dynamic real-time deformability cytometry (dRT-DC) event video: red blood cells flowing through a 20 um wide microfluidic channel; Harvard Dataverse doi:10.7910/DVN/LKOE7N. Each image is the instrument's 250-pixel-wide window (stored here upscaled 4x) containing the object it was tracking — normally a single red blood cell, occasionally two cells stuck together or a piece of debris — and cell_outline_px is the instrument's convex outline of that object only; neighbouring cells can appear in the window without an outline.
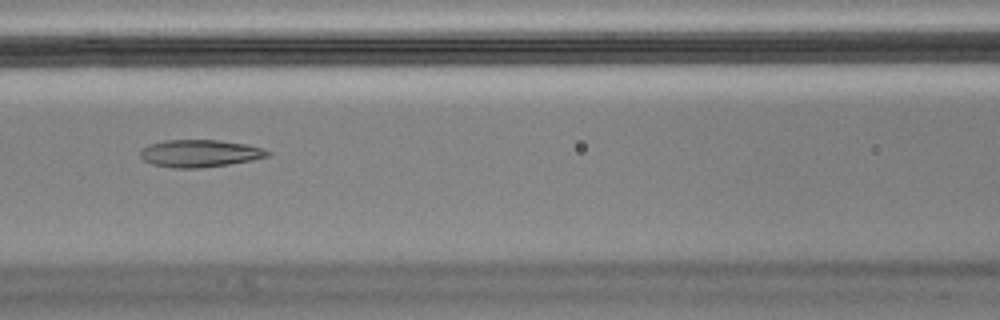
{"species": "Egyptian fruit bat (a non-hibernating species)", "species_latin": "Rousettus aegyptiacus", "temperature_condition": "cold", "stored_images_in_passage": 44, "camera_frame_rate_fps": 3000, "um_per_image_px": 0.085, "animal": {"sex": "male"}, "frame": {"image": 1, "passage_image": 13, "time_ms": 4.0, "image_size_px": [1000, 320], "cell_outline_px": [[272, 152], [268, 156], [252, 160], [228, 164], [200, 168], [172, 168], [152, 164], [144, 160], [140, 156], [140, 148], [148, 144], [164, 140], [220, 140], [248, 144], [264, 148]], "centroid_in_image_um": [16.98, 13.03], "position_along_channel_um": 149.6, "area_um2": 20.52}}
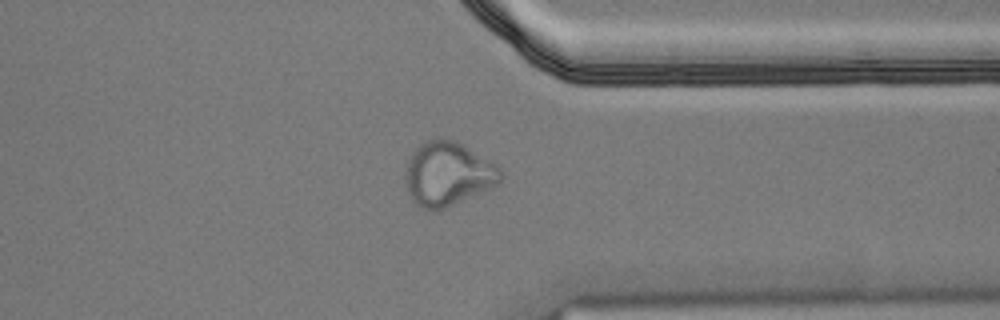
{"frame": {"image": 2, "passage_image": 32, "time_ms": 10.333, "image_size_px": [1000, 320], "cell_outline_px": [[504, 176], [492, 188], [436, 212], [432, 212], [416, 204], [408, 196], [404, 180], [404, 176], [408, 160], [412, 152], [420, 144], [436, 136], [440, 136], [456, 140], [496, 164], [504, 172]], "centroid_in_image_um": [38.05, 14.78], "position_along_channel_um": 373.4, "area_um2": 36.24}, "authors_computed_cell_mechanics": {"area_um2": 21.9351, "velocity_mm_per_s": 3.5838, "shape_relaxation_time_tau1_ms": null, "shape_relaxation_time_tau2_ms": 2.3031, "deformation_change_tau1": null, "deformation_change_tau2": 0.095}}